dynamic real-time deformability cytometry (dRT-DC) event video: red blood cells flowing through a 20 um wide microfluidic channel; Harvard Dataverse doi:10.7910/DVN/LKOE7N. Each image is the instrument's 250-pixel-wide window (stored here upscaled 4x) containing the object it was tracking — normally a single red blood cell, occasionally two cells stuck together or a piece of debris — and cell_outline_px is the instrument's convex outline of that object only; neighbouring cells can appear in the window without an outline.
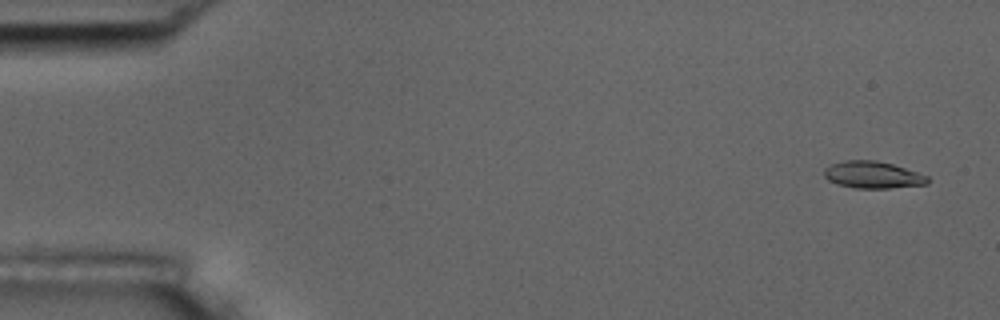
{"species": "common noctule bat (a hibernating species)", "species_latin": "Nyctalus noctula", "temperature_condition": "room temperature", "stored_images_in_passage": 8, "camera_frame_rate_fps": 3000, "um_per_image_px": 0.085, "animal": {"sex": "male", "body_mass_g": 17.5, "forearm_length_mm": 52.3}, "frame": {"image": 1, "passage_image": 1, "time_ms": 0.0, "image_size_px": [1000, 320], "cell_outline_px": [[928, 184], [888, 188], [856, 188], [836, 184], [828, 180], [824, 176], [824, 168], [832, 164], [844, 160], [876, 160], [892, 164], [928, 176]], "centroid_in_image_um": [74.15, 14.86], "position_along_channel_um": 10.9, "area_um2": 16.18}}
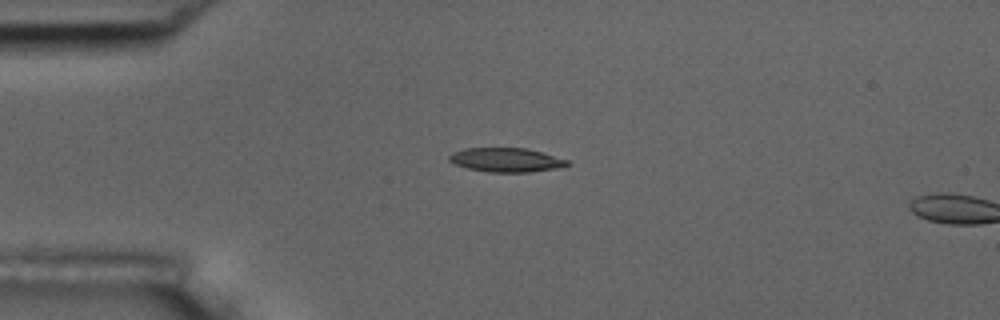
{"frame": {"image": 2, "passage_image": 7, "time_ms": 3.667, "image_size_px": [1000, 320], "cell_outline_px": [[572, 164], [560, 168], [528, 172], [488, 172], [468, 168], [456, 164], [448, 160], [448, 156], [452, 152], [464, 148], [524, 148], [540, 152], [568, 160]], "centroid_in_image_um": [43.02, 13.59], "position_along_channel_um": 42.0, "area_um2": 16.53}}